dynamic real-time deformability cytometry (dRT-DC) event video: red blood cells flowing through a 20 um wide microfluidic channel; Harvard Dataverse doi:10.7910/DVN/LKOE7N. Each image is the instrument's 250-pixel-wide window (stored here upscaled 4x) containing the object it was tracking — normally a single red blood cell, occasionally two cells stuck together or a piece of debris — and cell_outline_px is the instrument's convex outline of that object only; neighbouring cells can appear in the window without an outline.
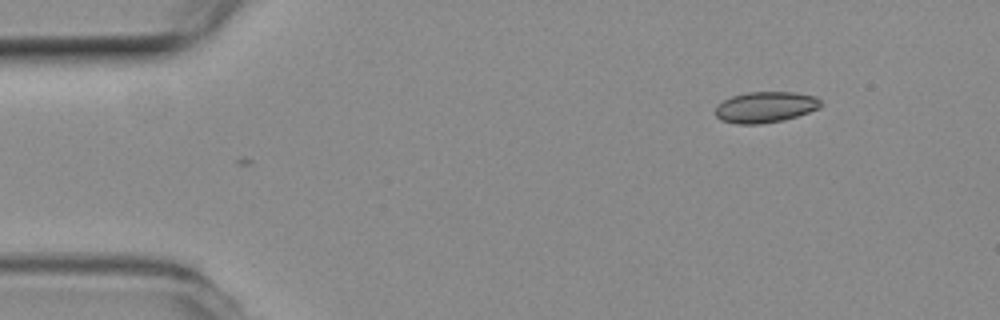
{"species": "common noctule bat (a hibernating species)", "species_latin": "Nyctalus noctula", "temperature_condition": "room temperature", "stored_images_in_passage": 2, "camera_frame_rate_fps": 3000, "um_per_image_px": 0.085, "animal": {"sex": "female", "body_mass_g": 19.3, "forearm_length_mm": 54.1}, "frame": {"image": 1, "passage_image": 1, "time_ms": 0.0, "image_size_px": [1000, 320], "cell_outline_px": [[820, 108], [784, 120], [760, 124], [736, 124], [720, 120], [716, 116], [716, 104], [732, 96], [748, 92], [796, 92], [816, 96], [820, 100]], "centroid_in_image_um": [65.04, 9.1], "position_along_channel_um": 20.0, "area_um2": 19.07}}